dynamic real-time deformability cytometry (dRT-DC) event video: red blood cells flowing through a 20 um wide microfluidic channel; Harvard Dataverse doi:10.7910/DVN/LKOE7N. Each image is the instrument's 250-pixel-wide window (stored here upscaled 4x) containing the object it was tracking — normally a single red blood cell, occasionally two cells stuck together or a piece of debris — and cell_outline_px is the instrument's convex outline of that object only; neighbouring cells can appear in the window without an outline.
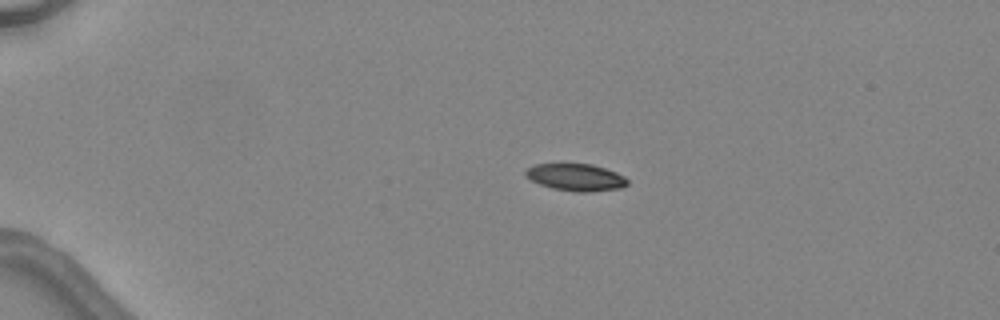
{"species": "common noctule bat (a hibernating species)", "species_latin": "Nyctalus noctula", "temperature_condition": "warm", "stored_images_in_passage": 4, "camera_frame_rate_fps": 3000, "um_per_image_px": 0.085, "animal": {"sex": "female", "body_mass_g": 24.6, "forearm_length_mm": 56.2}, "frame": {"image": 1, "passage_image": 2, "time_ms": 1.333, "image_size_px": [1000, 320], "cell_outline_px": [[628, 184], [620, 188], [592, 192], [576, 192], [552, 188], [540, 184], [524, 176], [524, 168], [536, 164], [592, 164], [616, 172], [624, 176], [628, 180]], "centroid_in_image_um": [48.92, 15.07], "position_along_channel_um": 36.1, "area_um2": 16.18}}
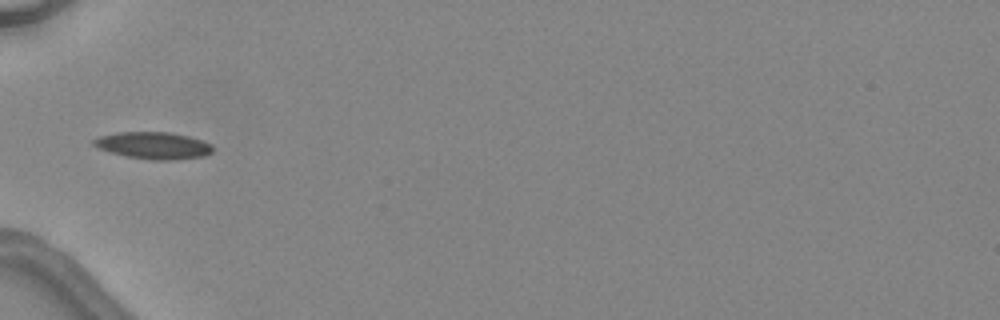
{"frame": {"image": 2, "passage_image": 4, "time_ms": 3.667, "image_size_px": [1000, 320], "cell_outline_px": [[212, 152], [204, 156], [176, 160], [152, 160], [128, 156], [108, 152], [92, 144], [92, 140], [100, 136], [116, 132], [168, 132], [188, 136], [212, 144]], "centroid_in_image_um": [13.03, 12.37], "position_along_channel_um": 72.0, "area_um2": 18.67}}